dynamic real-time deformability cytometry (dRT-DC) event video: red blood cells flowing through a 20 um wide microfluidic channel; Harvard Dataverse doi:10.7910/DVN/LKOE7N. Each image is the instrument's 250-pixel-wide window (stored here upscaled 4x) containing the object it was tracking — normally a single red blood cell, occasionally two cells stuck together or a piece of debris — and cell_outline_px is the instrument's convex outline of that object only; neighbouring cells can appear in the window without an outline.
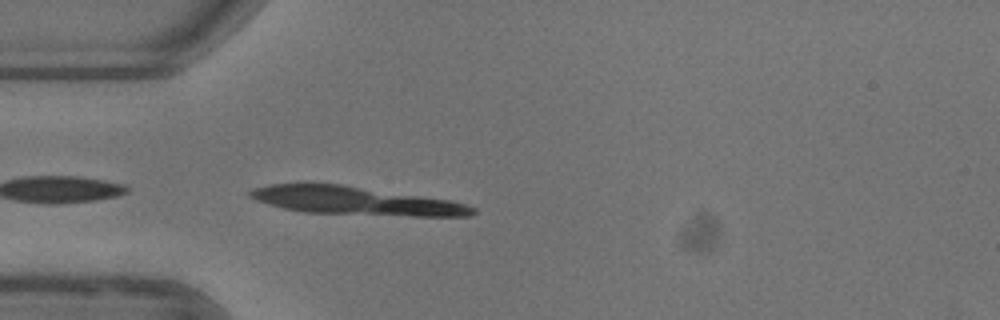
{"species": "common noctule bat (a hibernating species)", "species_latin": "Nyctalus noctula", "temperature_condition": "warm", "stored_images_in_passage": 39, "camera_frame_rate_fps": 3000, "um_per_image_px": 0.085, "animal": {"sex": "female"}, "frame": {"image": 1, "passage_image": 1, "time_ms": 0.0, "image_size_px": [1000, 320], "cell_outline_px": [[476, 212], [468, 216], [412, 216], [304, 212], [284, 208], [268, 204], [256, 200], [248, 196], [248, 192], [256, 188], [268, 184], [300, 180], [312, 180], [340, 184], [448, 200], [464, 204], [476, 208]], "centroid_in_image_um": [30.06, 17.02], "position_along_channel_um": 54.9, "area_um2": 37.22}, "authors_computed_cell_mechanics": {"area_um2": 12.1958, "velocity_mm_per_s": 3.9089, "shape_relaxation_time_tau1_ms": 4.4332, "shape_relaxation_time_tau2_ms": null, "deformation_change_tau1": 0.1783, "deformation_change_tau2": null}}